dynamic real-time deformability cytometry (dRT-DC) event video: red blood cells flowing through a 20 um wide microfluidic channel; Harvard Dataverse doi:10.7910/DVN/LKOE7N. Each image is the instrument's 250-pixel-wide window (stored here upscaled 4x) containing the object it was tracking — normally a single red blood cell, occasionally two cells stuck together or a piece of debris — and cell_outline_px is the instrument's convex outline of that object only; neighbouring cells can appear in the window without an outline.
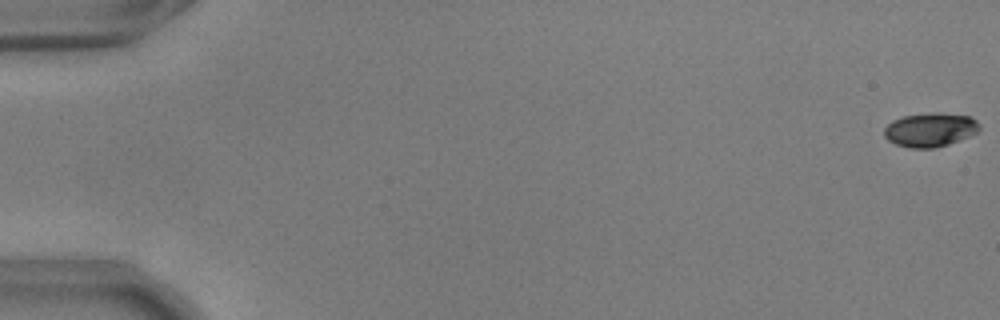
{"species": "common noctule bat (a hibernating species)", "species_latin": "Nyctalus noctula", "temperature_condition": "warm", "stored_images_in_passage": 15, "camera_frame_rate_fps": 3000, "um_per_image_px": 0.085, "animal": {"sex": "male", "body_mass_g": 17.9, "forearm_length_mm": 54.2}, "frame": {"image": 1, "passage_image": 1, "time_ms": 0.0, "image_size_px": [1000, 320], "cell_outline_px": [[980, 128], [976, 132], [968, 136], [948, 144], [936, 148], [908, 148], [896, 144], [888, 140], [884, 136], [884, 128], [892, 120], [904, 116], [932, 112], [940, 112], [972, 116], [980, 124]], "centroid_in_image_um": [79.06, 11.02], "position_along_channel_um": 5.9, "area_um2": 18.96}}
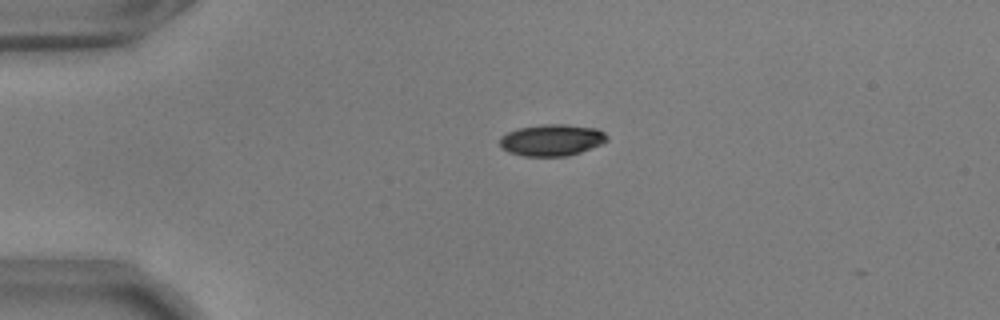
{"frame": {"image": 2, "passage_image": 14, "time_ms": 4.333, "image_size_px": [1000, 320], "cell_outline_px": [[608, 140], [600, 144], [580, 152], [568, 156], [524, 156], [508, 152], [500, 144], [500, 136], [516, 128], [540, 124], [564, 124], [596, 128], [604, 132], [608, 136]], "centroid_in_image_um": [46.89, 11.89], "position_along_channel_um": 38.1, "area_um2": 19.77}}